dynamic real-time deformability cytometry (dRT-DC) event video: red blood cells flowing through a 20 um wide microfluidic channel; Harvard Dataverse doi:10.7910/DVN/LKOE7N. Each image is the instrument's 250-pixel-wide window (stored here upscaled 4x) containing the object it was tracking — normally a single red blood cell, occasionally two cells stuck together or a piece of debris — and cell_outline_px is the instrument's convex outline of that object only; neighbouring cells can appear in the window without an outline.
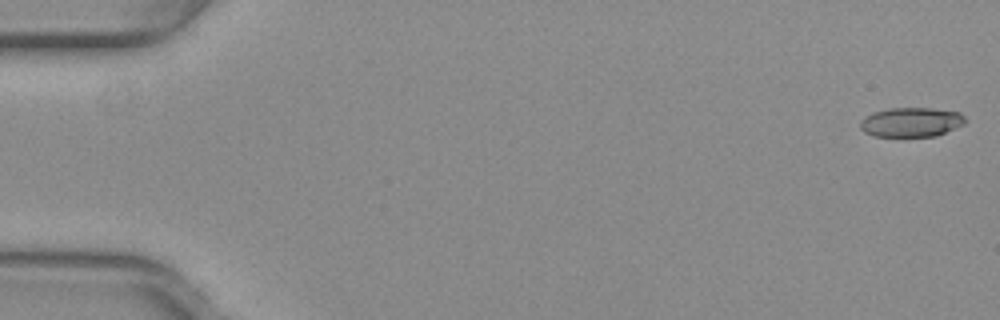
{"species": "common noctule bat (a hibernating species)", "species_latin": "Nyctalus noctula", "temperature_condition": "warm", "stored_images_in_passage": 11, "camera_frame_rate_fps": 3000, "um_per_image_px": 0.085, "animal": {"sex": "female", "body_mass_g": 29.2, "forearm_length_mm": 56.3}, "frame": {"image": 1, "passage_image": 1, "time_ms": 0.0, "image_size_px": [1000, 320], "cell_outline_px": [[964, 124], [936, 136], [876, 136], [864, 132], [860, 128], [860, 120], [864, 116], [872, 112], [888, 108], [932, 108], [960, 112], [964, 116]], "centroid_in_image_um": [77.42, 10.37], "position_along_channel_um": 7.6, "area_um2": 18.03}}